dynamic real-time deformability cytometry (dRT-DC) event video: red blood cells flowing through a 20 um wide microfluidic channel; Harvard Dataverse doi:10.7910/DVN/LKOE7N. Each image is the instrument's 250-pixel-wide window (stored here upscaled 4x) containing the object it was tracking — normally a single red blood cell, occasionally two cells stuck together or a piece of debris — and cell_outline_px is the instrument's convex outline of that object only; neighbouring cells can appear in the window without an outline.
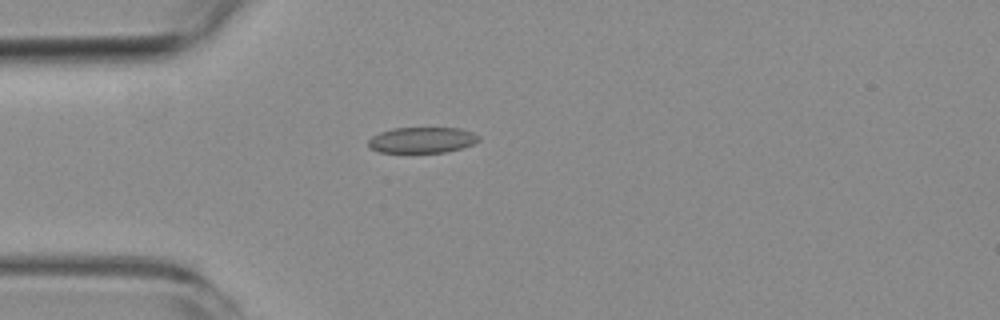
{"species": "common noctule bat (a hibernating species)", "species_latin": "Nyctalus noctula", "temperature_condition": "room temperature", "stored_images_in_passage": 2, "camera_frame_rate_fps": 3000, "um_per_image_px": 0.085, "animal": {"sex": "female", "body_mass_g": 19.3, "forearm_length_mm": 54.1}, "frame": {"image": 1, "passage_image": 2, "time_ms": 1.0, "image_size_px": [1000, 320], "cell_outline_px": [[480, 140], [472, 144], [460, 148], [444, 152], [380, 152], [368, 148], [368, 140], [372, 136], [380, 132], [392, 128], [460, 128], [472, 132], [480, 136]], "centroid_in_image_um": [35.85, 11.89], "position_along_channel_um": 49.1, "area_um2": 16.59}}